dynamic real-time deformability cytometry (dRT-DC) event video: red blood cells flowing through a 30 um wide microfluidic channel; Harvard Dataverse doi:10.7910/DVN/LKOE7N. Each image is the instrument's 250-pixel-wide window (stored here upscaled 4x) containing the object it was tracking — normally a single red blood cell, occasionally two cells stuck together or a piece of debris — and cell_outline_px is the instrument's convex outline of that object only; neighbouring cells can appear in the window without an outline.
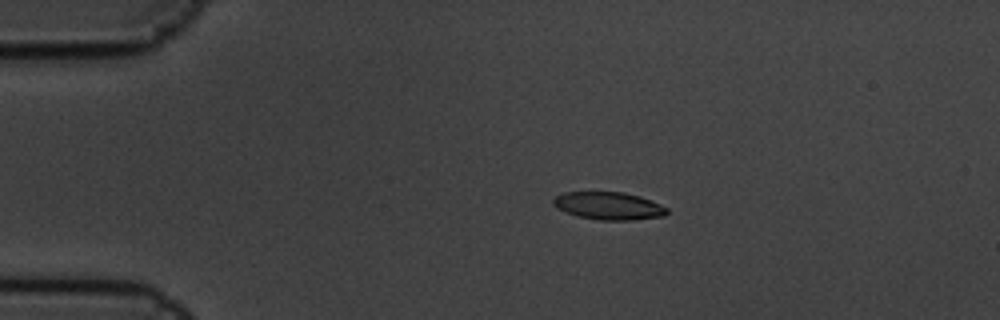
{"species": "common noctule bat (a hibernating species)", "species_latin": "Nyctalus noctula", "temperature_condition": "cold", "stored_images_in_passage": 4, "camera_frame_rate_fps": 3000, "um_per_image_px": 0.085, "animal": {"sex": "male", "body_mass_g": 19.5, "forearm_length_mm": 54.6}, "frame": {"image": 1, "passage_image": 3, "time_ms": 0.667, "image_size_px": [1000, 320], "cell_outline_px": [[668, 212], [664, 216], [632, 220], [600, 220], [576, 216], [564, 212], [556, 208], [552, 204], [552, 200], [556, 196], [564, 192], [624, 192], [640, 196], [660, 204], [668, 208]], "centroid_in_image_um": [51.71, 17.5], "position_along_channel_um": 33.3, "area_um2": 18.5}}